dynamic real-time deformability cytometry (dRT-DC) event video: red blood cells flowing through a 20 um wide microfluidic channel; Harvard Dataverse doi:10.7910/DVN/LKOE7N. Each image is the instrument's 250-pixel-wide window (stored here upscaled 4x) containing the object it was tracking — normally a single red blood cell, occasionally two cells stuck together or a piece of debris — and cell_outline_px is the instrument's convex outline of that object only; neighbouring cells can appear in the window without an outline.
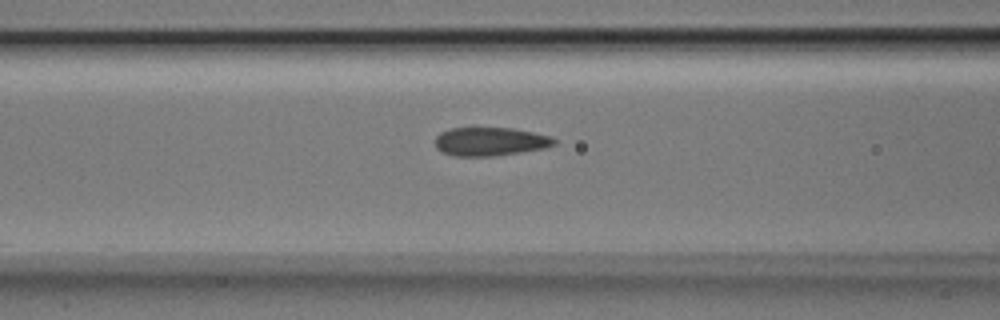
{"species": "Egyptian fruit bat (a non-hibernating species)", "species_latin": "Rousettus aegyptiacus", "temperature_condition": "room temperature", "stored_images_in_passage": 9, "camera_frame_rate_fps": 3000, "um_per_image_px": 0.085, "animal": {"sex": "male"}, "frame": {"image": 1, "passage_image": 7, "time_ms": 2.0, "image_size_px": [1000, 320], "cell_outline_px": [[556, 144], [544, 148], [520, 152], [492, 156], [452, 156], [440, 152], [436, 148], [436, 136], [440, 132], [452, 128], [512, 128], [552, 136], [556, 140]], "centroid_in_image_um": [41.65, 12.03], "position_along_channel_um": 125.0, "area_um2": 19.83}}